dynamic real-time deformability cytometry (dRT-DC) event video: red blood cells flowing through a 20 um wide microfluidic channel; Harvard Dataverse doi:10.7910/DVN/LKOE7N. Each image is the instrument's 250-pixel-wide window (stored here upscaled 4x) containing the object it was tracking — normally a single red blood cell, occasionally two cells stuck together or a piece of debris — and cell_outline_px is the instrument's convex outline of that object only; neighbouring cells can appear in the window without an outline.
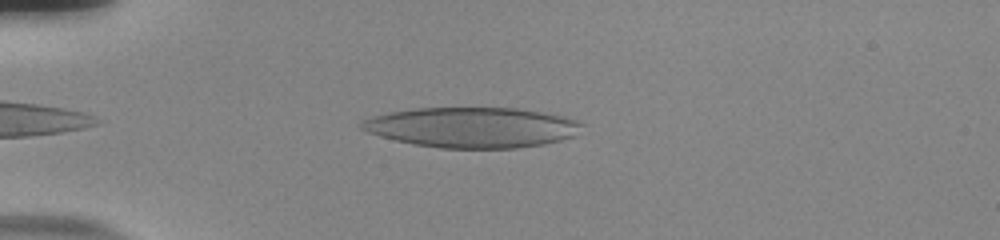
{"species": "human", "species_latin": "Homo sapiens", "temperature_condition": "room temperature", "stored_images_in_passage": 40, "camera_frame_rate_fps": 3000, "um_per_image_px": 0.085, "donor": {"sex": "male"}, "frame": {"image": 1, "passage_image": 5, "time_ms": 1.333, "image_size_px": [1000, 240], "cell_outline_px": [[584, 124], [572, 136], [560, 140], [544, 144], [516, 148], [440, 148], [412, 144], [380, 136], [368, 132], [360, 128], [360, 120], [372, 116], [388, 112], [412, 108], [516, 108], [564, 116], [580, 120]], "centroid_in_image_um": [40.1, 10.82], "position_along_channel_um": 44.9, "area_um2": 51.85}}
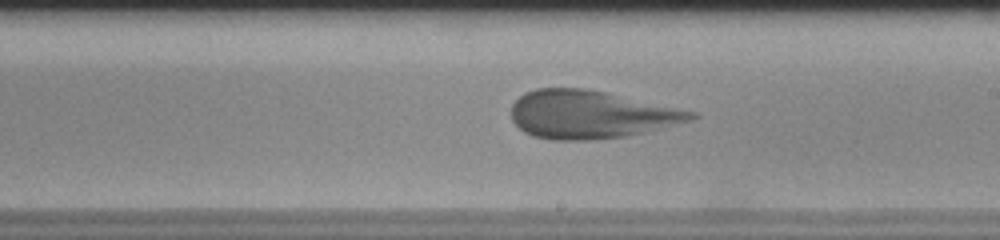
{"frame": {"image": 2, "passage_image": 23, "time_ms": 7.333, "image_size_px": [1000, 240], "cell_outline_px": [[700, 116], [692, 120], [644, 132], [624, 136], [592, 140], [556, 140], [532, 136], [524, 132], [512, 120], [512, 104], [524, 92], [536, 88], [588, 88], [696, 112]], "centroid_in_image_um": [50.18, 9.73], "position_along_channel_um": 238.8, "area_um2": 50.11}}
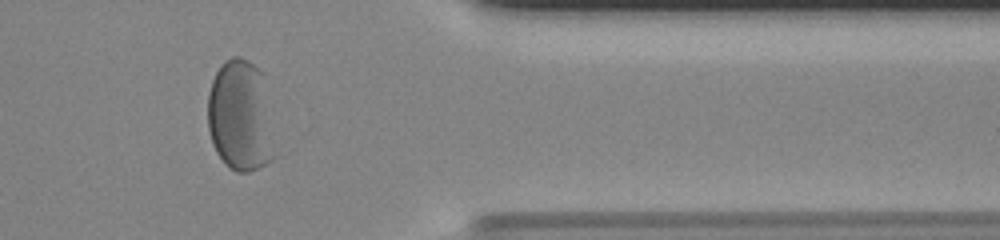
{"frame": {"image": 3, "passage_image": 36, "time_ms": 11.667, "image_size_px": [1000, 240], "cell_outline_px": [[272, 160], [248, 172], [236, 172], [228, 168], [224, 164], [216, 152], [212, 144], [208, 128], [208, 92], [212, 80], [216, 72], [232, 56], [240, 56], [248, 60], [264, 72], [272, 156]], "centroid_in_image_um": [20.37, 9.84], "position_along_channel_um": 391.0, "area_um2": 42.77}}